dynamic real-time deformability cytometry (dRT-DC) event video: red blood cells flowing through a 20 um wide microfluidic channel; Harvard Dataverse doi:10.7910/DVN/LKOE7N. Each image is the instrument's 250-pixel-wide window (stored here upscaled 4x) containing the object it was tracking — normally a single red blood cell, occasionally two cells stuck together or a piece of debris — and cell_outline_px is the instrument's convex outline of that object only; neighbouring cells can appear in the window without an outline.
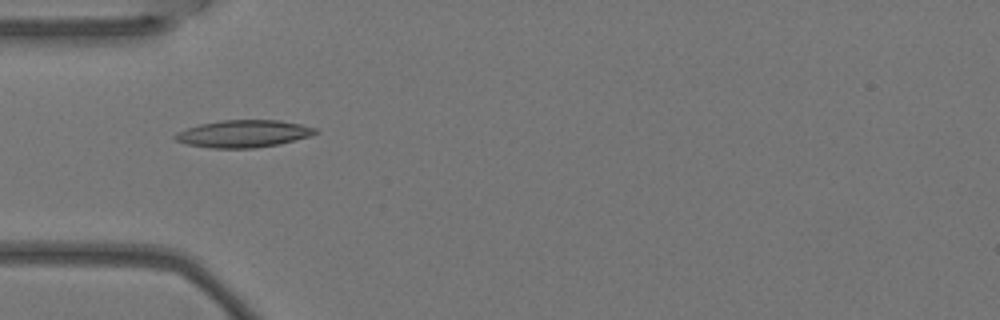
{"species": "Egyptian fruit bat (a non-hibernating species)", "species_latin": "Rousettus aegyptiacus", "temperature_condition": "warm", "stored_images_in_passage": 7, "camera_frame_rate_fps": 3000, "um_per_image_px": 0.085, "animal": {"sex": "female"}, "frame": {"image": 1, "passage_image": 2, "time_ms": 0.333, "image_size_px": [1000, 320], "cell_outline_px": [[320, 132], [312, 136], [280, 144], [252, 148], [212, 148], [188, 144], [176, 140], [172, 136], [176, 132], [200, 124], [220, 120], [280, 120], [300, 124], [316, 128]], "centroid_in_image_um": [20.73, 11.36], "position_along_channel_um": 64.3, "area_um2": 22.37}}
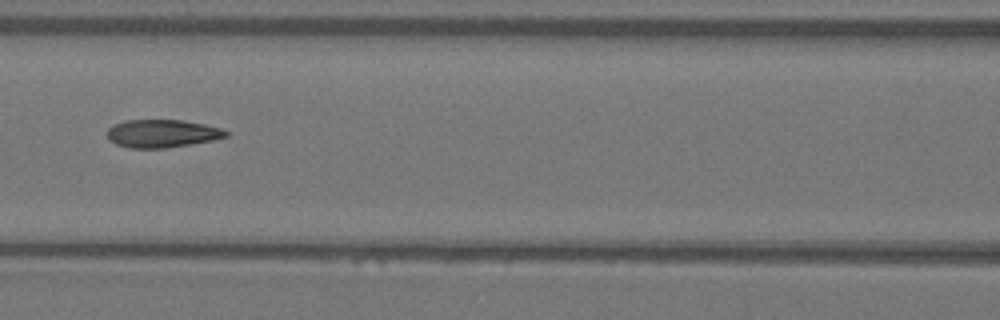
{"frame": {"image": 2, "passage_image": 4, "time_ms": 1.0, "image_size_px": [1000, 320], "cell_outline_px": [[228, 136], [212, 140], [164, 148], [128, 148], [116, 144], [108, 140], [108, 128], [112, 124], [124, 120], [184, 120], [204, 124], [220, 128], [228, 132]], "centroid_in_image_um": [13.73, 11.34], "position_along_channel_um": 152.9, "area_um2": 19.31}}
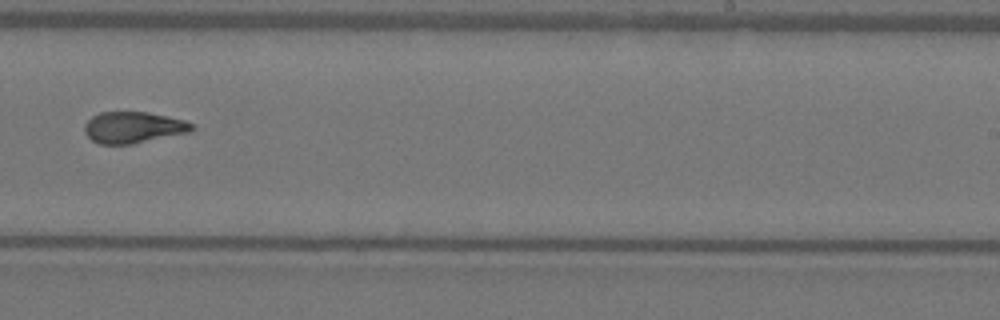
{"frame": {"image": 3, "passage_image": 7, "time_ms": 2.0, "image_size_px": [1000, 320], "cell_outline_px": [[196, 128], [188, 132], [132, 144], [100, 144], [92, 140], [84, 132], [84, 124], [92, 116], [100, 112], [148, 112], [184, 120], [192, 124]], "centroid_in_image_um": [11.3, 10.83], "position_along_channel_um": 277.7, "area_um2": 19.48}}